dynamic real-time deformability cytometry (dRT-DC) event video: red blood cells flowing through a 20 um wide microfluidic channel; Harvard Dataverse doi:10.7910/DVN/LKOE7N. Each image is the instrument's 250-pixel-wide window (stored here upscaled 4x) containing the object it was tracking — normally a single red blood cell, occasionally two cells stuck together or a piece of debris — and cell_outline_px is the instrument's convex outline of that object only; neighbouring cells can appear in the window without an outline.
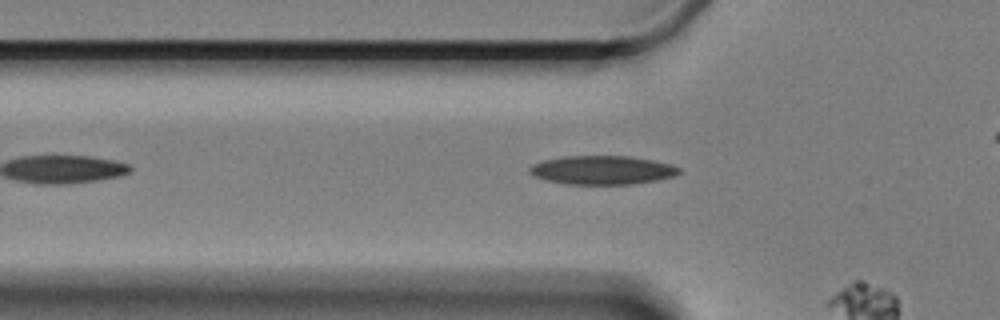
{"species": "Egyptian fruit bat (a non-hibernating species)", "species_latin": "Rousettus aegyptiacus", "temperature_condition": "cold", "stored_images_in_passage": 13, "camera_frame_rate_fps": 3000, "um_per_image_px": 0.085, "animal": {"sex": "female"}, "frame": {"image": 1, "passage_image": 10, "time_ms": 3.0, "image_size_px": [1000, 320], "cell_outline_px": [[680, 172], [672, 176], [656, 180], [632, 184], [568, 184], [548, 180], [536, 176], [528, 172], [528, 168], [532, 164], [544, 160], [568, 156], [628, 156], [652, 160], [672, 164], [680, 168]], "centroid_in_image_um": [51.19, 14.45], "position_along_channel_um": 74.6, "area_um2": 24.8}}